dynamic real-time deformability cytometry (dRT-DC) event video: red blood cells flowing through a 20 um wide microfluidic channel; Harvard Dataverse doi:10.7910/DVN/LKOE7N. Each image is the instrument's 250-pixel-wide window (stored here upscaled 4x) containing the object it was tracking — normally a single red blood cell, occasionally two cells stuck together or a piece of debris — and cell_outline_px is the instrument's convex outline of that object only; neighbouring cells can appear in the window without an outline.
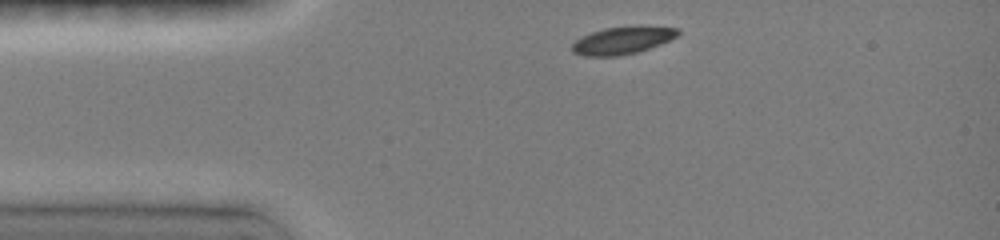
{"species": "common noctule bat (a hibernating species)", "species_latin": "Nyctalus noctula", "temperature_condition": "room temperature", "stored_images_in_passage": 15, "camera_frame_rate_fps": 3000, "um_per_image_px": 0.085, "animal": {"sex": "female", "body_mass_g": 19.0, "forearm_length_mm": 51.5}, "frame": {"image": 1, "passage_image": 1, "time_ms": 0.0, "image_size_px": [1000, 240], "cell_outline_px": [[680, 32], [676, 36], [660, 44], [636, 52], [616, 56], [584, 56], [572, 52], [572, 44], [580, 36], [604, 28], [636, 24], [640, 24], [676, 28]], "centroid_in_image_um": [52.89, 3.4], "position_along_channel_um": 32.1, "area_um2": 17.17}}
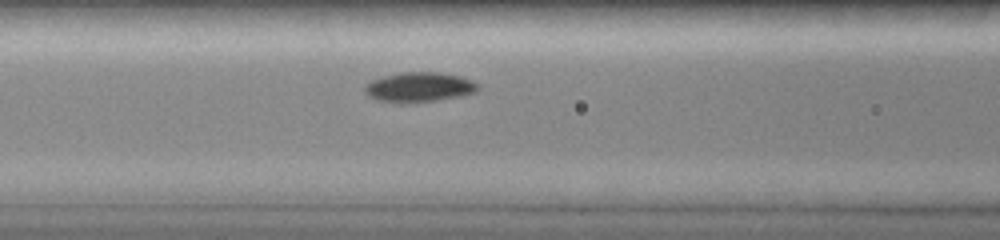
{"frame": {"image": 2, "passage_image": 7, "time_ms": 3.333, "image_size_px": [1000, 240], "cell_outline_px": [[480, 88], [476, 92], [460, 96], [436, 100], [400, 104], [376, 100], [368, 96], [364, 92], [364, 84], [372, 80], [384, 76], [400, 72], [440, 72], [460, 76], [472, 80], [480, 84]], "centroid_in_image_um": [35.61, 7.41], "position_along_channel_um": 131.0, "area_um2": 20.0}}
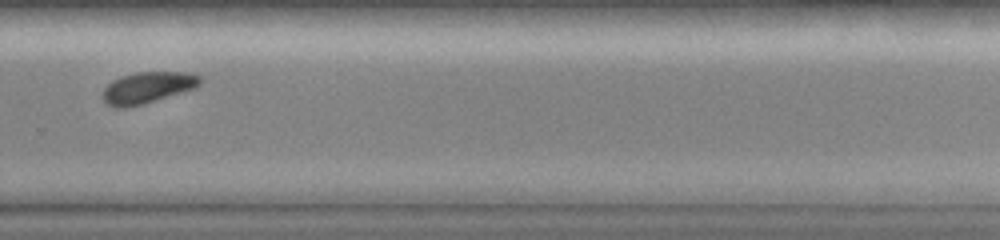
{"frame": {"image": 3, "passage_image": 14, "time_ms": 8.0, "image_size_px": [1000, 240], "cell_outline_px": [[204, 80], [196, 88], [144, 104], [124, 108], [116, 108], [108, 104], [100, 96], [104, 88], [112, 80], [120, 76], [136, 72], [188, 72], [200, 76]], "centroid_in_image_um": [12.54, 7.44], "position_along_channel_um": 317.3, "area_um2": 18.09}}